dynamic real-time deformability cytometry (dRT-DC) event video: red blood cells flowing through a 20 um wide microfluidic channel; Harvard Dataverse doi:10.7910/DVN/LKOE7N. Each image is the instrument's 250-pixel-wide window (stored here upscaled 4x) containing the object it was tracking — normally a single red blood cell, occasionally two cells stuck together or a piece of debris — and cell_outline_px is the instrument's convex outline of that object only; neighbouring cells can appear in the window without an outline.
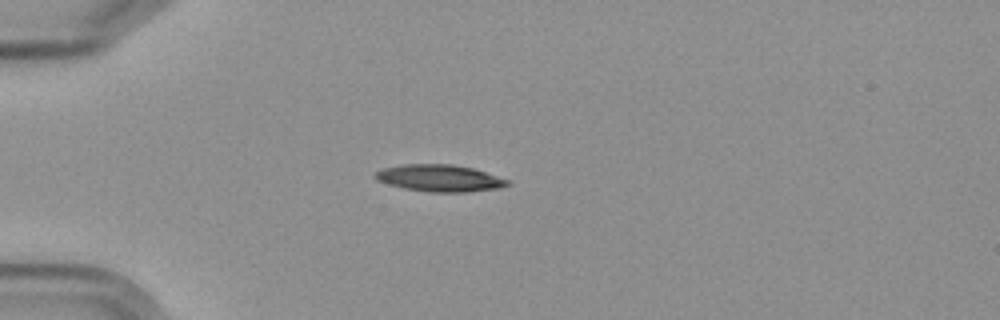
{"species": "Egyptian fruit bat (a non-hibernating species)", "species_latin": "Rousettus aegyptiacus", "temperature_condition": "cold", "stored_images_in_passage": 6, "camera_frame_rate_fps": 3000, "um_per_image_px": 0.085, "frame": {"image": 1, "passage_image": 4, "time_ms": 3.333, "image_size_px": [1000, 320], "cell_outline_px": [[512, 184], [500, 188], [468, 192], [428, 192], [404, 188], [388, 184], [376, 180], [372, 176], [376, 172], [384, 168], [400, 164], [452, 164], [472, 168], [512, 180]], "centroid_in_image_um": [37.4, 15.14], "position_along_channel_um": 47.6, "area_um2": 20.98}}
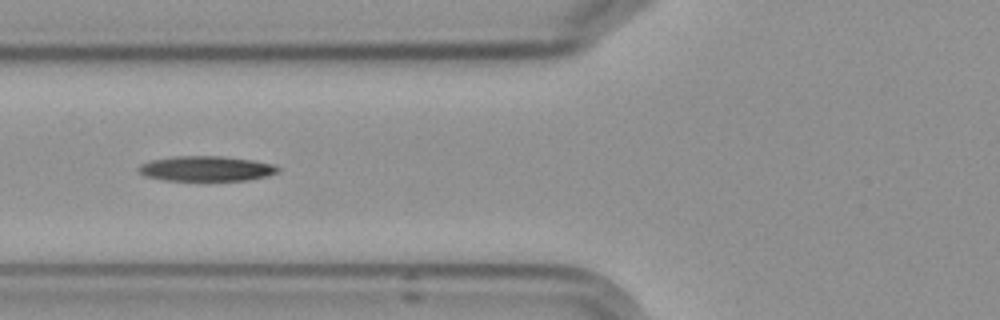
{"frame": {"image": 2, "passage_image": 6, "time_ms": 5.667, "image_size_px": [1000, 320], "cell_outline_px": [[280, 172], [268, 176], [248, 180], [164, 180], [144, 176], [136, 168], [140, 164], [152, 160], [172, 156], [224, 156], [252, 160], [272, 164], [280, 168]], "centroid_in_image_um": [17.53, 14.33], "position_along_channel_um": 108.3, "area_um2": 20.46}}